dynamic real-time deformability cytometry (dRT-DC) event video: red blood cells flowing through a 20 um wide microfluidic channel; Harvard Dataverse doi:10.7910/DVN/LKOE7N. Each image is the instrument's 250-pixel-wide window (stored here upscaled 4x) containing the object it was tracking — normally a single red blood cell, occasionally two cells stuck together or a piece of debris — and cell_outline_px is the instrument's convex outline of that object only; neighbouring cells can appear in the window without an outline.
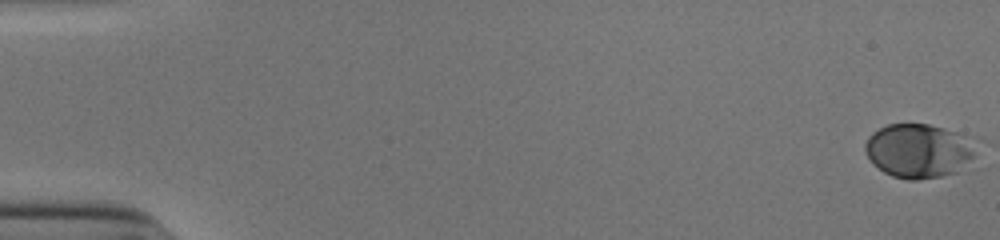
{"species": "human", "species_latin": "Homo sapiens", "temperature_condition": "cold", "stored_images_in_passage": 54, "camera_frame_rate_fps": 3000, "um_per_image_px": 0.085, "donor": {"sex": "male"}, "frame": {"image": 1, "passage_image": 1, "time_ms": 0.0, "image_size_px": [1000, 240], "cell_outline_px": [[972, 156], [956, 172], [940, 176], [916, 180], [908, 180], [892, 176], [884, 172], [872, 164], [864, 148], [864, 144], [868, 136], [872, 132], [888, 124], [928, 124], [944, 128], [956, 132], [972, 152]], "centroid_in_image_um": [77.9, 12.83], "position_along_channel_um": 7.1, "area_um2": 33.76}}
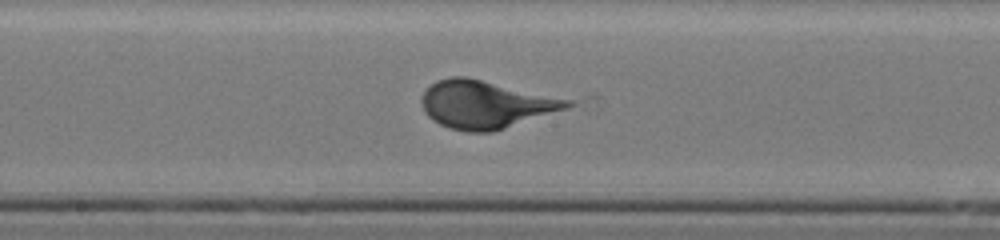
{"frame": {"image": 2, "passage_image": 30, "time_ms": 9.667, "image_size_px": [1000, 240], "cell_outline_px": [[576, 104], [568, 108], [492, 132], [468, 132], [448, 128], [432, 120], [424, 112], [420, 100], [424, 92], [436, 80], [452, 76], [464, 76], [572, 100]], "centroid_in_image_um": [41.25, 8.88], "position_along_channel_um": 206.9, "area_um2": 40.34}}
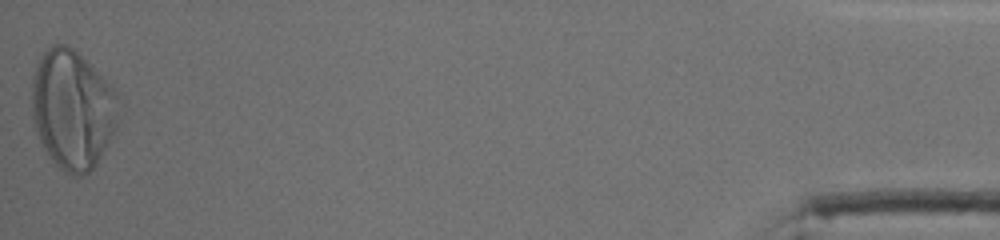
{"frame": {"image": 3, "passage_image": 54, "time_ms": 17.667, "image_size_px": [1000, 240], "cell_outline_px": [[116, 128], [96, 164], [84, 176], [72, 176], [60, 168], [56, 164], [44, 148], [40, 140], [32, 116], [32, 76], [44, 52], [52, 44], [68, 44], [116, 92]], "centroid_in_image_um": [6.12, 9.33], "position_along_channel_um": 429.1, "area_um2": 58.9}}